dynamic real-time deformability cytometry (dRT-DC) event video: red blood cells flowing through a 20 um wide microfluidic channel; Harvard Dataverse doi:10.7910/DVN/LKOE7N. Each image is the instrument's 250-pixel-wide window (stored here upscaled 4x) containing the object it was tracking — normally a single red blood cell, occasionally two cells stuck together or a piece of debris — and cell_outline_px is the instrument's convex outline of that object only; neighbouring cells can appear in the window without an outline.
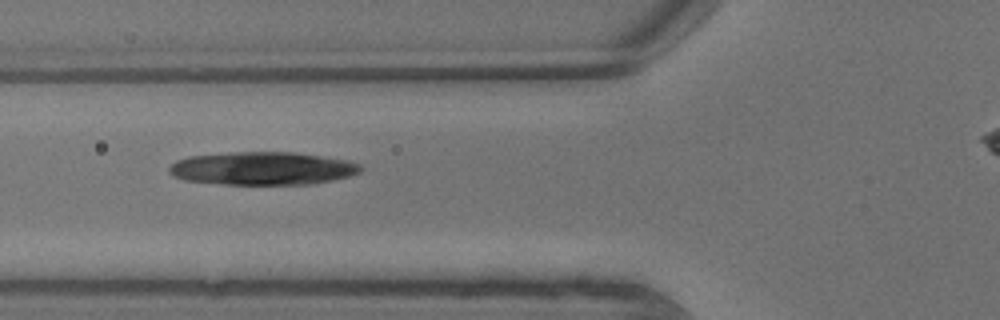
{"species": "common noctule bat (a hibernating species)", "species_latin": "Nyctalus noctula", "temperature_condition": "warm", "stored_images_in_passage": 3, "camera_frame_rate_fps": 3000, "um_per_image_px": 0.085, "animal": {"sex": "male", "body_mass_g": 13.3}, "frame": {"image": 1, "passage_image": 2, "time_ms": 0.333, "image_size_px": [1000, 320], "cell_outline_px": [[364, 168], [360, 172], [348, 176], [332, 180], [312, 184], [224, 184], [184, 180], [172, 176], [168, 172], [168, 168], [176, 160], [188, 156], [232, 152], [292, 152], [348, 160], [360, 164]], "centroid_in_image_um": [22.29, 14.31], "position_along_channel_um": 103.5, "area_um2": 36.93}}
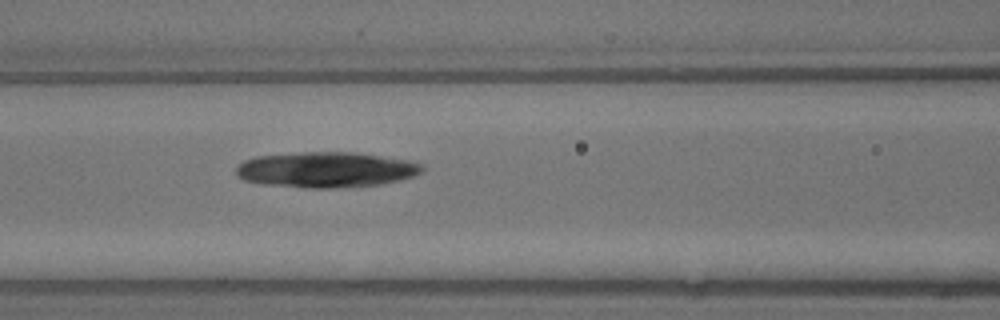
{"frame": {"image": 2, "passage_image": 3, "time_ms": 0.667, "image_size_px": [1000, 320], "cell_outline_px": [[424, 172], [416, 176], [400, 180], [380, 184], [336, 188], [304, 188], [264, 184], [244, 180], [236, 176], [236, 168], [244, 160], [256, 156], [304, 152], [352, 152], [408, 160], [420, 164], [424, 168]], "centroid_in_image_um": [27.72, 14.43], "position_along_channel_um": 138.9, "area_um2": 38.61}}